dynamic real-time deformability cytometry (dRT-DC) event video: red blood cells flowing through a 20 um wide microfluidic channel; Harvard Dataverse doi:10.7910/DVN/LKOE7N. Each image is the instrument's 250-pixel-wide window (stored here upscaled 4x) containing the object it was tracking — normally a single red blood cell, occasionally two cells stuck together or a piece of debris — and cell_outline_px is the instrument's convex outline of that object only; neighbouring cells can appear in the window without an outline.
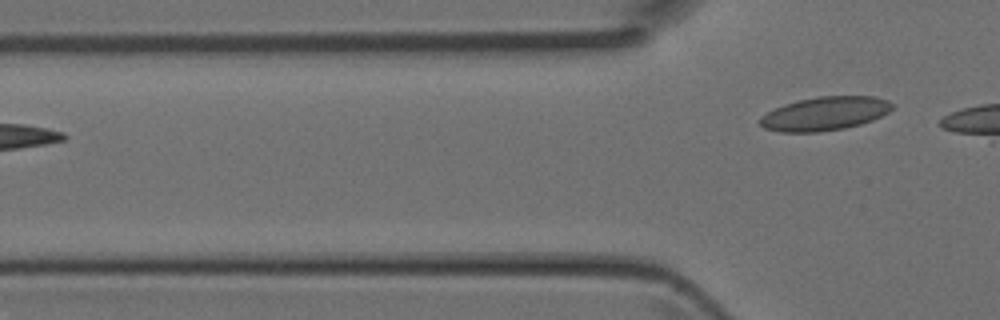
{"species": "Egyptian fruit bat (a non-hibernating species)", "species_latin": "Rousettus aegyptiacus", "temperature_condition": "room temperature", "stored_images_in_passage": 6, "camera_frame_rate_fps": 3000, "um_per_image_px": 0.085, "animal": {"sex": "female"}, "frame": {"image": 1, "passage_image": 6, "time_ms": 1.667, "image_size_px": [1000, 320], "cell_outline_px": [[892, 108], [888, 112], [872, 120], [860, 124], [844, 128], [816, 132], [780, 132], [764, 128], [760, 124], [760, 116], [784, 104], [800, 100], [820, 96], [872, 96], [888, 100], [892, 104]], "centroid_in_image_um": [70.1, 9.66], "position_along_channel_um": 55.7, "area_um2": 25.66}}